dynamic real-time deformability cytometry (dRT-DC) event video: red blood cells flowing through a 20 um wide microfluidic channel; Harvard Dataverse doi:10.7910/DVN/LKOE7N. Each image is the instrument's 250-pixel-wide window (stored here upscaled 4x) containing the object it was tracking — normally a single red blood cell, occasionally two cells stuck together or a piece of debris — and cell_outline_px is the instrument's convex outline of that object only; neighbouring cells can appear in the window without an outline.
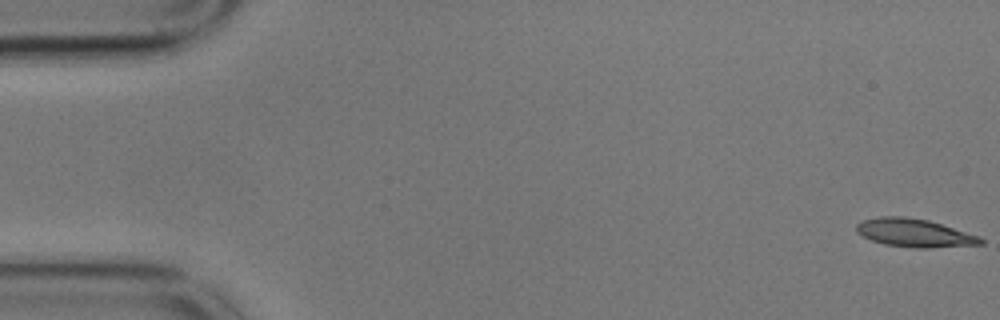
{"species": "common noctule bat (a hibernating species)", "species_latin": "Nyctalus noctula", "temperature_condition": "cold", "stored_images_in_passage": 57, "camera_frame_rate_fps": 3000, "um_per_image_px": 0.085, "animal": {"sex": "male", "body_mass_g": 17.9}, "frame": {"image": 1, "passage_image": 1, "time_ms": 0.0, "image_size_px": [1000, 320], "cell_outline_px": [[984, 244], [928, 248], [912, 248], [884, 244], [872, 240], [856, 232], [856, 224], [864, 220], [880, 216], [904, 216], [928, 220], [980, 236], [984, 240]], "centroid_in_image_um": [77.74, 19.8], "position_along_channel_um": 7.3, "area_um2": 20.4}}
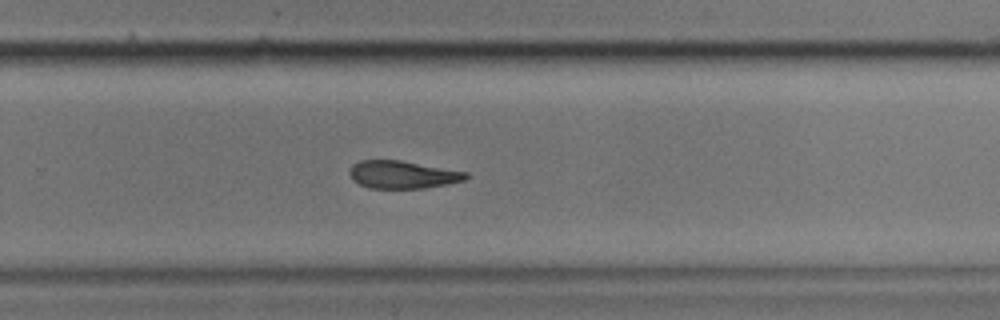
{"frame": {"image": 2, "passage_image": 37, "time_ms": 12.0, "image_size_px": [1000, 320], "cell_outline_px": [[468, 176], [464, 180], [448, 184], [424, 188], [368, 188], [352, 180], [348, 172], [352, 164], [360, 160], [400, 160], [468, 172]], "centroid_in_image_um": [34.19, 14.84], "position_along_channel_um": 295.6, "area_um2": 18.84}}
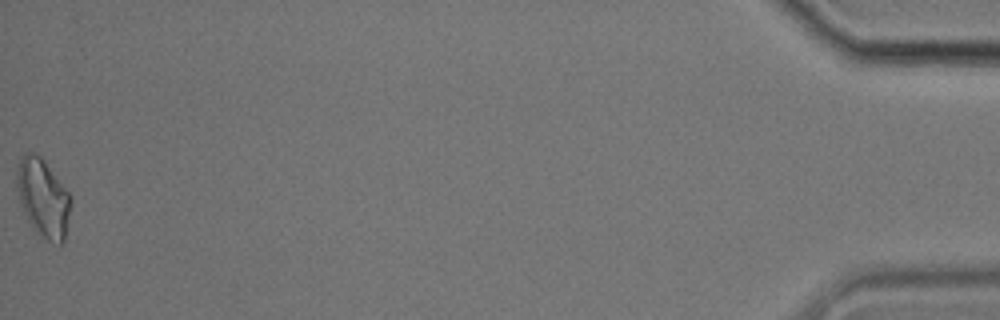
{"frame": {"image": 3, "passage_image": 57, "time_ms": 18.667, "image_size_px": [1000, 320], "cell_outline_px": [[72, 204], [64, 240], [60, 248], [48, 240], [32, 228], [20, 204], [16, 188], [16, 172], [20, 156], [24, 152], [32, 152], [40, 156], [44, 160], [72, 196]], "centroid_in_image_um": [3.67, 16.82], "position_along_channel_um": 431.5, "area_um2": 25.03}}